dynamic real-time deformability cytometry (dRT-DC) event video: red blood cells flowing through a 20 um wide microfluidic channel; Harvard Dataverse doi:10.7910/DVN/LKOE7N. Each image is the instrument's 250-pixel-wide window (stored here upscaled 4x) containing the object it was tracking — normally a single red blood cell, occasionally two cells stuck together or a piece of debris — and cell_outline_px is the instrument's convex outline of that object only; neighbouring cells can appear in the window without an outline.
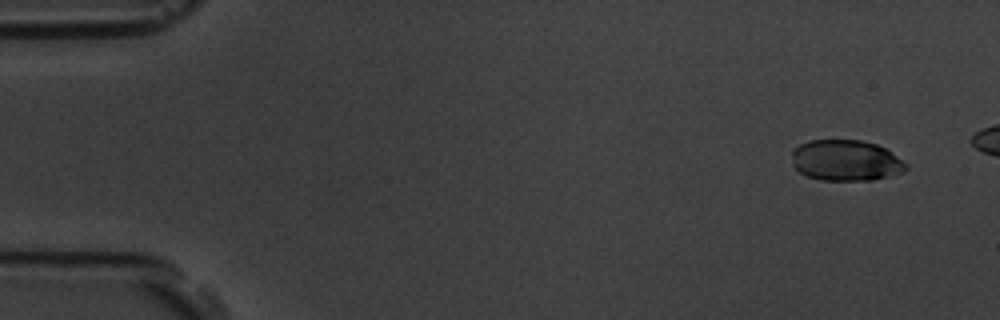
{"species": "common noctule bat (a hibernating species)", "species_latin": "Nyctalus noctula", "temperature_condition": "room temperature", "stored_images_in_passage": 5, "camera_frame_rate_fps": 3000, "um_per_image_px": 0.085, "animal": {"sex": "male", "body_mass_g": 19.5, "forearm_length_mm": 54.6}, "frame": {"image": 1, "passage_image": 1, "time_ms": 0.0, "image_size_px": [1000, 320], "cell_outline_px": [[908, 168], [904, 172], [872, 180], [820, 180], [808, 176], [800, 172], [792, 164], [792, 148], [808, 140], [860, 140], [876, 144], [884, 148], [908, 164]], "centroid_in_image_um": [71.88, 13.63], "position_along_channel_um": 13.1, "area_um2": 27.28}}